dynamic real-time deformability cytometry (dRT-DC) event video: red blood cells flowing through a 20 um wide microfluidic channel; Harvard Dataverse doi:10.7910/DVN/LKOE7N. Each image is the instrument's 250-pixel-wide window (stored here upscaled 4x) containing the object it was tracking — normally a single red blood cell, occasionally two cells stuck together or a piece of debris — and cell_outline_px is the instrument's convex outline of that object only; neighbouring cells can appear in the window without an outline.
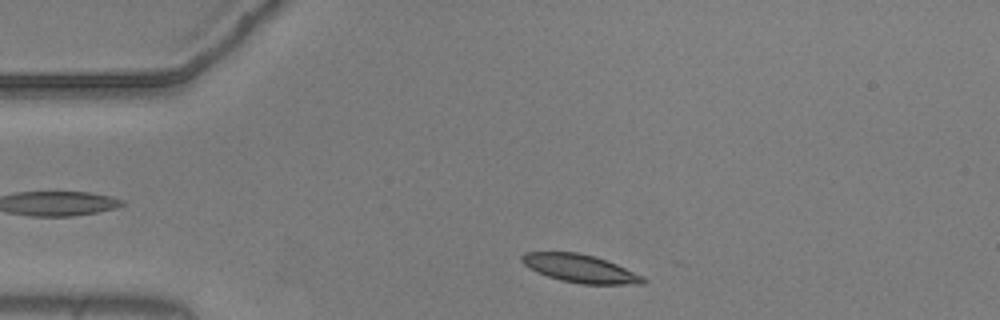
{"species": "common noctule bat (a hibernating species)", "species_latin": "Nyctalus noctula", "temperature_condition": "warm", "stored_images_in_passage": 10, "camera_frame_rate_fps": 3000, "um_per_image_px": 0.085, "animal": {"sex": "male", "body_mass_g": 20.5, "forearm_length_mm": 52.5}, "frame": {"image": 1, "passage_image": 3, "time_ms": 0.667, "image_size_px": [1000, 320], "cell_outline_px": [[648, 280], [644, 284], [580, 284], [560, 280], [548, 276], [524, 264], [520, 260], [520, 256], [524, 252], [580, 252], [596, 256], [616, 264], [644, 276]], "centroid_in_image_um": [49.35, 22.82], "position_along_channel_um": 35.6, "area_um2": 19.83}}
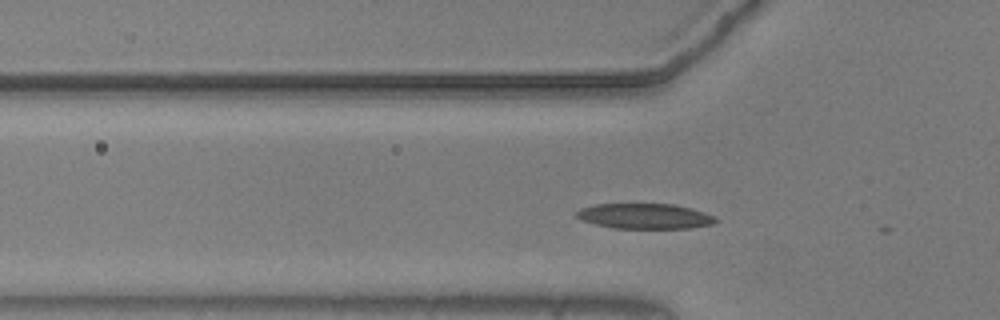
{"frame": {"image": 2, "passage_image": 9, "time_ms": 2.667, "image_size_px": [1000, 320], "cell_outline_px": [[716, 220], [712, 224], [688, 228], [612, 228], [580, 220], [576, 216], [576, 212], [580, 208], [596, 204], [672, 204], [692, 208], [704, 212], [712, 216]], "centroid_in_image_um": [54.75, 18.37], "position_along_channel_um": 71.0, "area_um2": 20.35}}